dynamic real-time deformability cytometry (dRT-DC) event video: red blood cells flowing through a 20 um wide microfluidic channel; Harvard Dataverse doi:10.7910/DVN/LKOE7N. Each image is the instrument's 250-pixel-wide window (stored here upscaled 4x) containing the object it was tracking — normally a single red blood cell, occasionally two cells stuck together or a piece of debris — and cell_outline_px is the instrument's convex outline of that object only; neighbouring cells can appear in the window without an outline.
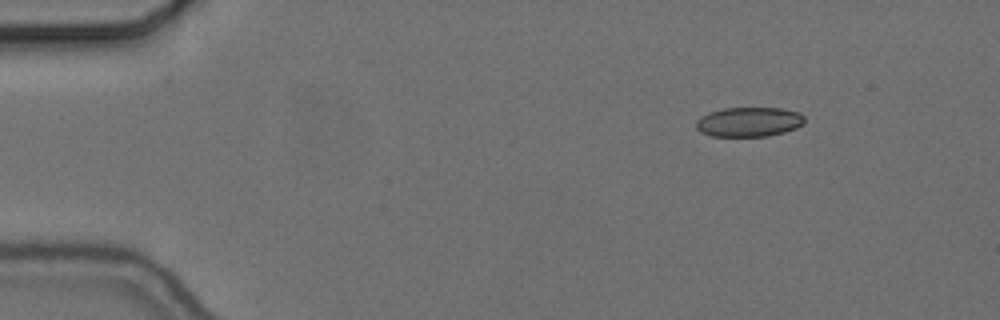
{"species": "common noctule bat (a hibernating species)", "species_latin": "Nyctalus noctula", "temperature_condition": "cold", "stored_images_in_passage": 50, "camera_frame_rate_fps": 3000, "um_per_image_px": 0.085, "animal": {"sex": "female", "body_mass_g": 24.6, "forearm_length_mm": 56.2}, "frame": {"image": 1, "passage_image": 1, "time_ms": 0.0, "image_size_px": [1000, 320], "cell_outline_px": [[804, 124], [796, 128], [784, 132], [768, 136], [712, 136], [700, 132], [696, 128], [696, 120], [700, 116], [708, 112], [724, 108], [780, 108], [800, 112], [804, 116]], "centroid_in_image_um": [63.65, 10.36], "position_along_channel_um": 21.3, "area_um2": 18.84}}
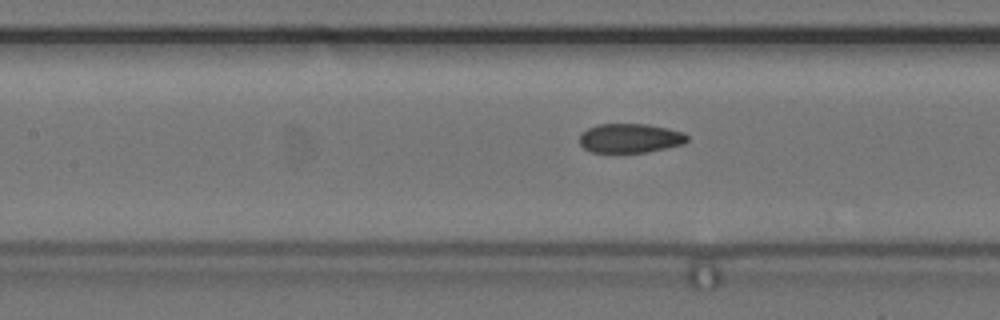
{"frame": {"image": 2, "passage_image": 19, "time_ms": 6.0, "image_size_px": [1000, 320], "cell_outline_px": [[688, 140], [684, 144], [668, 148], [648, 152], [592, 152], [584, 148], [580, 144], [580, 132], [588, 128], [600, 124], [648, 124], [668, 128], [684, 132], [688, 136]], "centroid_in_image_um": [53.59, 11.74], "position_along_channel_um": 153.8, "area_um2": 18.5}}
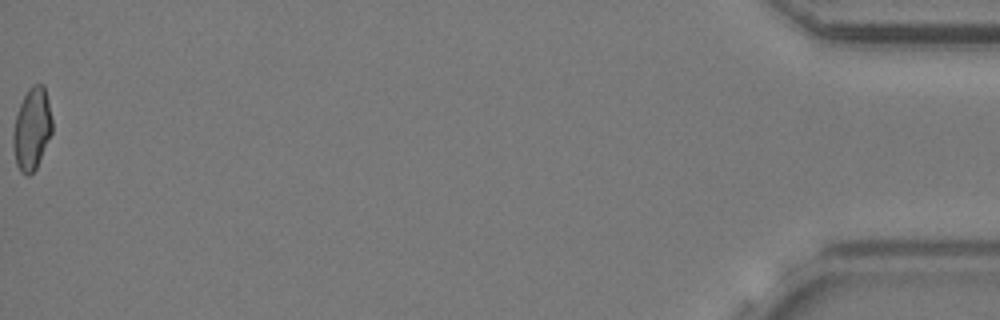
{"frame": {"image": 3, "passage_image": 50, "time_ms": 16.333, "image_size_px": [1000, 320], "cell_outline_px": [[52, 132], [36, 168], [28, 176], [24, 176], [20, 172], [16, 164], [12, 144], [12, 136], [16, 116], [20, 104], [28, 88], [32, 84], [44, 84], [48, 100], [52, 120]], "centroid_in_image_um": [2.7, 10.96], "position_along_channel_um": 432.5, "area_um2": 18.73}, "authors_computed_cell_mechanics": {"area_um2": 19.0162, "velocity_mm_per_s": 3.6853, "shape_relaxation_time_tau1_ms": null, "shape_relaxation_time_tau2_ms": 2.9588, "deformation_change_tau1": null, "deformation_change_tau2": 0.0837}}